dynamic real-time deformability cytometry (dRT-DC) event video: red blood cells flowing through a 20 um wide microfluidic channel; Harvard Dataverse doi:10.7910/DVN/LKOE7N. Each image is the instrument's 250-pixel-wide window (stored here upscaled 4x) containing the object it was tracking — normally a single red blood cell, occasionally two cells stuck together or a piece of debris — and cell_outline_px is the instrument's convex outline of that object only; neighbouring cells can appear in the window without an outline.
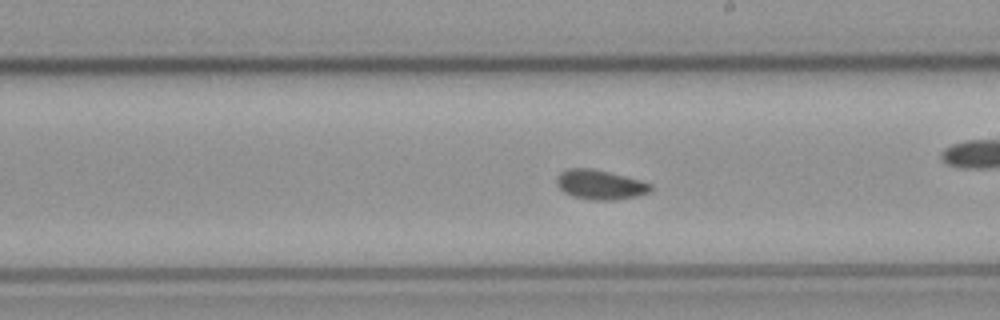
{"species": "common noctule bat (a hibernating species)", "species_latin": "Nyctalus noctula", "temperature_condition": "cold", "stored_images_in_passage": 36, "camera_frame_rate_fps": 3000, "um_per_image_px": 0.085, "animal": {"sex": "male", "body_mass_g": 23.1, "forearm_length_mm": 52.7}, "frame": {"image": 1, "passage_image": 11, "time_ms": 3.333, "image_size_px": [1000, 320], "cell_outline_px": [[652, 188], [648, 192], [636, 196], [616, 200], [592, 200], [572, 196], [564, 192], [556, 184], [556, 176], [560, 172], [568, 168], [592, 168], [640, 180], [652, 184]], "centroid_in_image_um": [50.97, 15.69], "position_along_channel_um": 238.0, "area_um2": 16.18}}
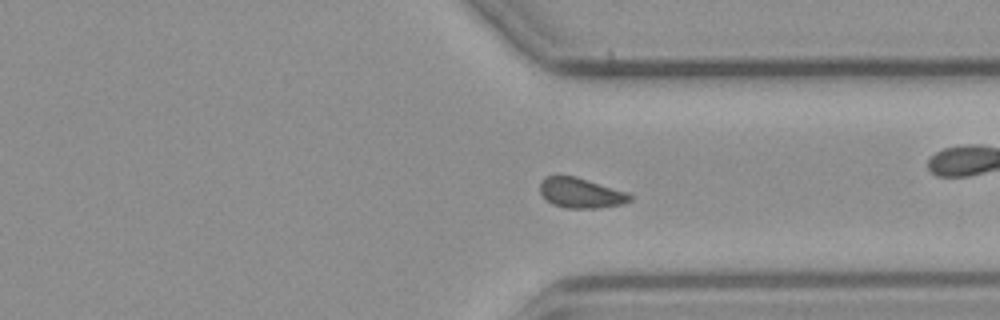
{"frame": {"image": 2, "passage_image": 21, "time_ms": 6.667, "image_size_px": [1000, 320], "cell_outline_px": [[632, 200], [624, 204], [596, 208], [564, 208], [552, 204], [540, 192], [540, 184], [544, 176], [576, 176], [624, 192], [632, 196]], "centroid_in_image_um": [49.34, 16.41], "position_along_channel_um": 362.1, "area_um2": 15.55}}